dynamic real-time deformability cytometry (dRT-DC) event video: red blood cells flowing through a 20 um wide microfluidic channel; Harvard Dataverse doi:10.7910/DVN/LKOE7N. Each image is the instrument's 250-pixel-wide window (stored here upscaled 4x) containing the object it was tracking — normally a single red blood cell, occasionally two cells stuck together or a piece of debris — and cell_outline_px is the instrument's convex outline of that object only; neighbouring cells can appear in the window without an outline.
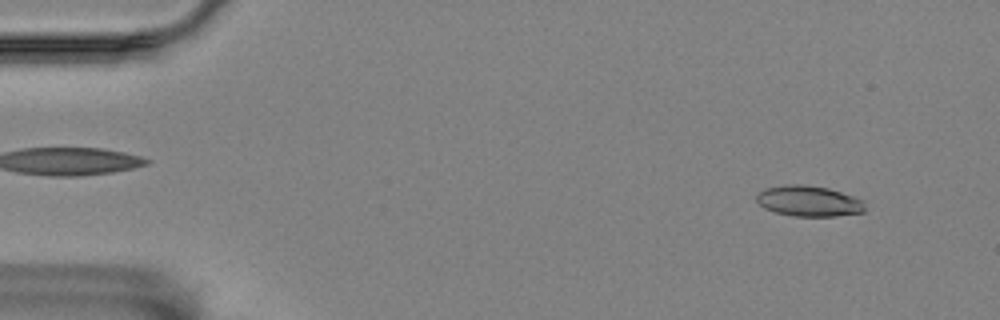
{"species": "Egyptian fruit bat (a non-hibernating species)", "species_latin": "Rousettus aegyptiacus", "temperature_condition": "room temperature", "stored_images_in_passage": 58, "camera_frame_rate_fps": 3000, "um_per_image_px": 0.085, "animal": {"sex": "female"}, "frame": {"image": 1, "passage_image": 5, "time_ms": 1.333, "image_size_px": [1000, 320], "cell_outline_px": [[864, 212], [836, 216], [796, 216], [776, 212], [764, 208], [756, 200], [756, 192], [764, 188], [784, 184], [804, 184], [828, 188], [864, 200]], "centroid_in_image_um": [68.71, 17.07], "position_along_channel_um": 16.3, "area_um2": 19.48}}
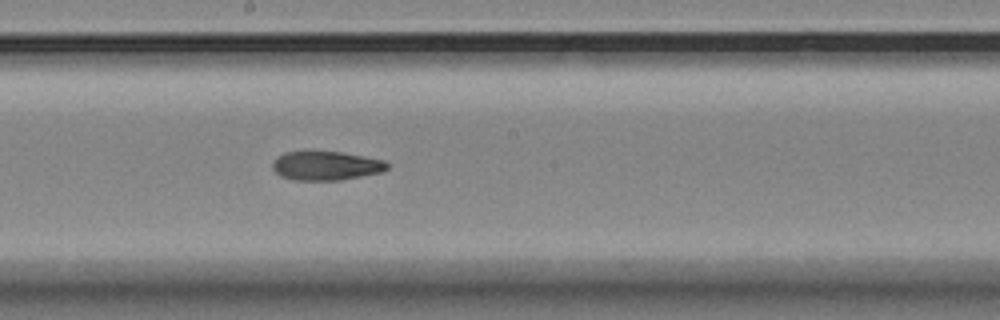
{"frame": {"image": 2, "passage_image": 31, "time_ms": 10.0, "image_size_px": [1000, 320], "cell_outline_px": [[392, 164], [384, 172], [340, 180], [292, 180], [280, 176], [272, 168], [272, 164], [276, 156], [284, 152], [308, 148], [344, 152], [384, 160]], "centroid_in_image_um": [27.69, 14.04], "position_along_channel_um": 220.5, "area_um2": 20.46}}
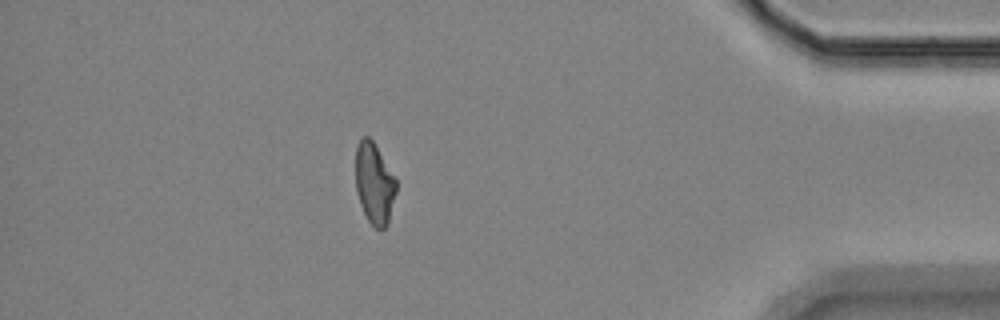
{"frame": {"image": 3, "passage_image": 50, "time_ms": 16.333, "image_size_px": [1000, 320], "cell_outline_px": [[396, 192], [388, 224], [380, 232], [368, 220], [360, 204], [356, 192], [356, 148], [360, 140], [364, 136], [368, 136], [372, 140], [396, 180]], "centroid_in_image_um": [31.81, 15.64], "position_along_channel_um": 403.4, "area_um2": 18.96}, "authors_computed_cell_mechanics": {"area_um2": 19.7098, "velocity_mm_per_s": 3.5235, "shape_relaxation_time_tau1_ms": null, "shape_relaxation_time_tau2_ms": 3.2104, "deformation_change_tau1": null, "deformation_change_tau2": 0.1018}}